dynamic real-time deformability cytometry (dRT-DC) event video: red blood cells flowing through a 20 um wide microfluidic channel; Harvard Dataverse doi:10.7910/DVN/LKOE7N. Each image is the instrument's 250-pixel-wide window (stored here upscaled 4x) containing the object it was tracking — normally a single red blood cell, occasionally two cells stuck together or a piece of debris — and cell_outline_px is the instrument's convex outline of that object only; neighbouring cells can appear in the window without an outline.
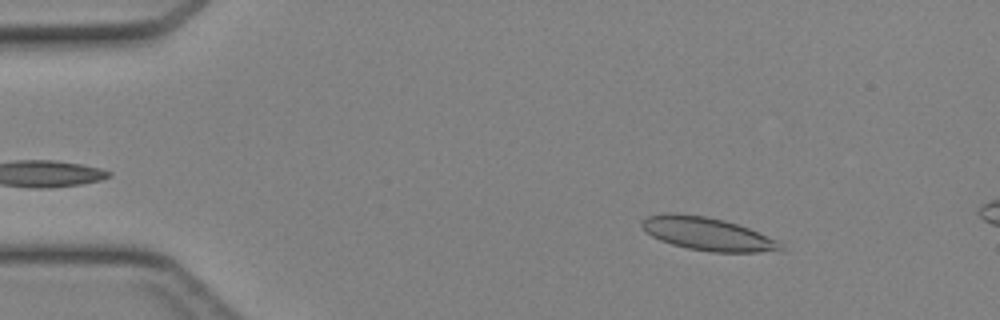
{"species": "Egyptian fruit bat (a non-hibernating species)", "species_latin": "Rousettus aegyptiacus", "temperature_condition": "cold", "stored_images_in_passage": 46, "segment_of_instrument_passage": [1, 2], "camera_frame_rate_fps": 3000, "um_per_image_px": 0.085, "animal": {"sex": "female"}, "frame": {"image": 1, "passage_image": 6, "time_ms": 1.667, "image_size_px": [1000, 320], "cell_outline_px": [[784, 252], [712, 252], [688, 248], [672, 244], [660, 240], [652, 236], [640, 224], [640, 220], [648, 216], [668, 212], [676, 212], [708, 216], [724, 220], [748, 228], [780, 240]], "centroid_in_image_um": [60.18, 19.87], "position_along_channel_um": 24.8, "area_um2": 27.05}}
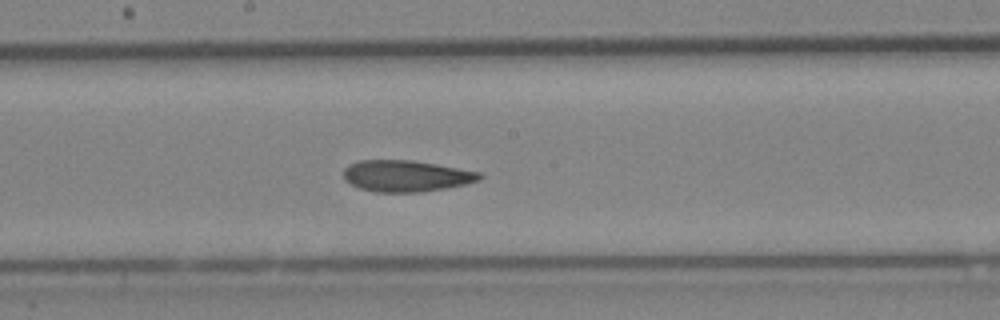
{"frame": {"image": 2, "passage_image": 24, "time_ms": 7.667, "image_size_px": [1000, 320], "cell_outline_px": [[484, 176], [480, 180], [448, 188], [424, 192], [376, 192], [360, 188], [344, 180], [344, 168], [348, 164], [360, 160], [412, 160], [436, 164], [480, 172]], "centroid_in_image_um": [34.53, 14.96], "position_along_channel_um": 213.7, "area_um2": 24.97}}
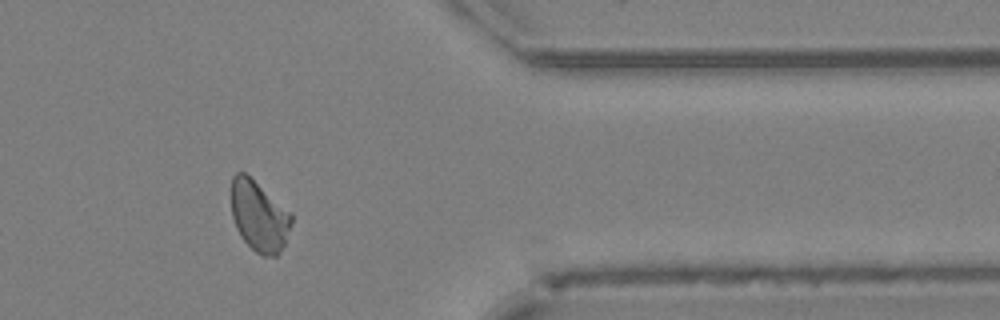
{"frame": {"image": 3, "passage_image": 37, "time_ms": 12.0, "image_size_px": [1000, 320], "cell_outline_px": [[292, 224], [284, 244], [276, 256], [264, 256], [256, 252], [240, 236], [236, 228], [232, 216], [232, 176], [236, 172], [244, 172], [292, 212]], "centroid_in_image_um": [22.03, 18.37], "position_along_channel_um": 389.4, "area_um2": 24.62}}